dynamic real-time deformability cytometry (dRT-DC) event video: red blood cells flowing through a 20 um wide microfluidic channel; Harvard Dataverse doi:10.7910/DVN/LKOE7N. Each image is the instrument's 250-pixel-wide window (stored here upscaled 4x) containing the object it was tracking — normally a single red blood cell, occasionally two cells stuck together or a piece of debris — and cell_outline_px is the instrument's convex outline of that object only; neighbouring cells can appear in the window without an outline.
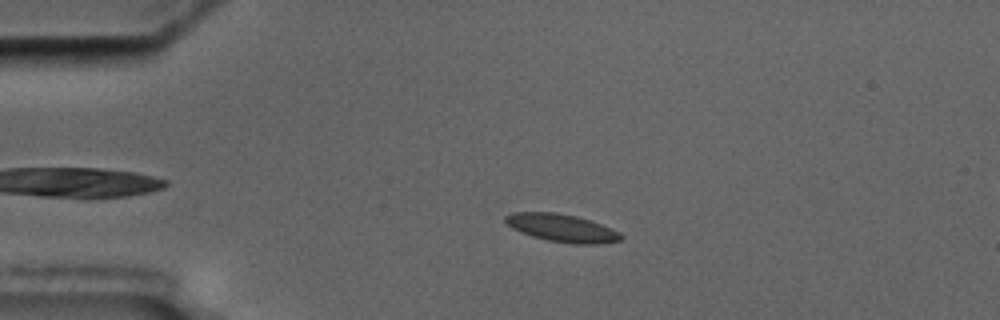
{"species": "common noctule bat (a hibernating species)", "species_latin": "Nyctalus noctula", "temperature_condition": "cold", "stored_images_in_passage": 4, "segment_of_instrument_passage": [1, 2], "camera_frame_rate_fps": 3000, "um_per_image_px": 0.085, "animal": {"sex": "male", "body_mass_g": 17.5, "forearm_length_mm": 52.3}, "frame": {"image": 1, "passage_image": 2, "time_ms": 1.0, "image_size_px": [1000, 320], "cell_outline_px": [[624, 236], [620, 240], [604, 244], [576, 244], [548, 240], [532, 236], [512, 228], [504, 220], [504, 216], [512, 212], [556, 212], [576, 216], [600, 224], [620, 232]], "centroid_in_image_um": [47.77, 19.38], "position_along_channel_um": 37.2, "area_um2": 18.61}}